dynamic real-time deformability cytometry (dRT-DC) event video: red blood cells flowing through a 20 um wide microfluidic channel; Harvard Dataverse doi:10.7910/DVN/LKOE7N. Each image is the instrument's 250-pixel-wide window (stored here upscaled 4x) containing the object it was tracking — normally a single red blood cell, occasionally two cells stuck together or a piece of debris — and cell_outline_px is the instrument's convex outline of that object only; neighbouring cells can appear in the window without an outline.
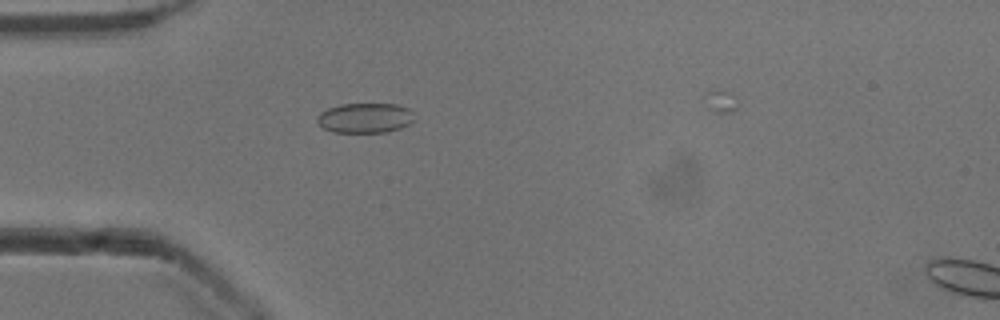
{"species": "common noctule bat (a hibernating species)", "species_latin": "Nyctalus noctula", "temperature_condition": "cold", "stored_images_in_passage": 33, "camera_frame_rate_fps": 3000, "um_per_image_px": 0.085, "animal": {"sex": "male", "body_mass_g": 13.3}, "frame": {"image": 1, "passage_image": 2, "time_ms": 0.333, "image_size_px": [1000, 320], "cell_outline_px": [[412, 120], [408, 124], [400, 128], [388, 132], [332, 132], [324, 128], [316, 120], [316, 116], [320, 112], [328, 108], [340, 104], [396, 104], [408, 108], [412, 112]], "centroid_in_image_um": [30.99, 10.02], "position_along_channel_um": 54.0, "area_um2": 16.88}}
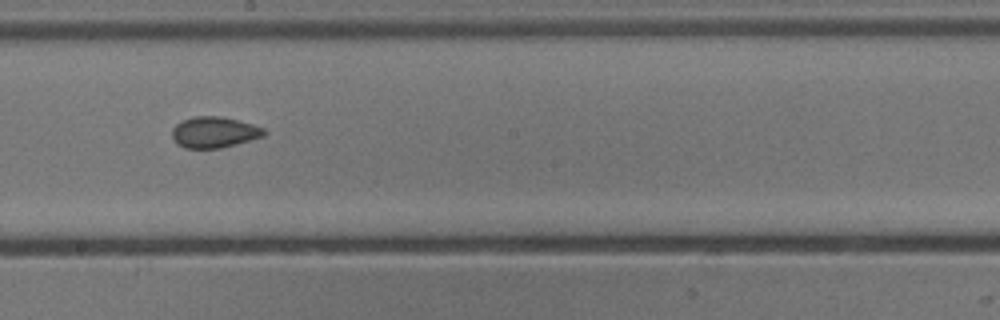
{"frame": {"image": 2, "passage_image": 16, "time_ms": 5.0, "image_size_px": [1000, 320], "cell_outline_px": [[268, 132], [264, 136], [236, 144], [220, 148], [184, 148], [176, 144], [172, 136], [172, 128], [176, 124], [192, 116], [224, 116], [252, 124], [264, 128]], "centroid_in_image_um": [18.21, 11.23], "position_along_channel_um": 230.0, "area_um2": 16.76}}
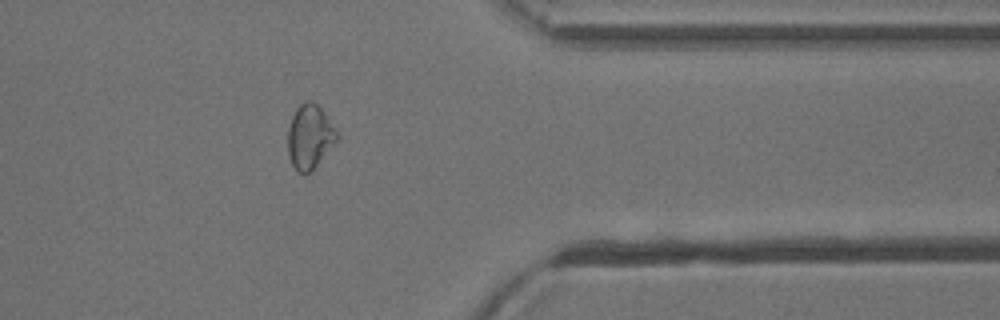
{"frame": {"image": 3, "passage_image": 29, "time_ms": 9.333, "image_size_px": [1000, 320], "cell_outline_px": [[340, 136], [316, 164], [308, 172], [300, 172], [292, 164], [288, 156], [288, 128], [292, 116], [296, 108], [304, 100], [312, 100], [324, 112]], "centroid_in_image_um": [26.31, 11.55], "position_along_channel_um": 385.1, "area_um2": 17.92}}